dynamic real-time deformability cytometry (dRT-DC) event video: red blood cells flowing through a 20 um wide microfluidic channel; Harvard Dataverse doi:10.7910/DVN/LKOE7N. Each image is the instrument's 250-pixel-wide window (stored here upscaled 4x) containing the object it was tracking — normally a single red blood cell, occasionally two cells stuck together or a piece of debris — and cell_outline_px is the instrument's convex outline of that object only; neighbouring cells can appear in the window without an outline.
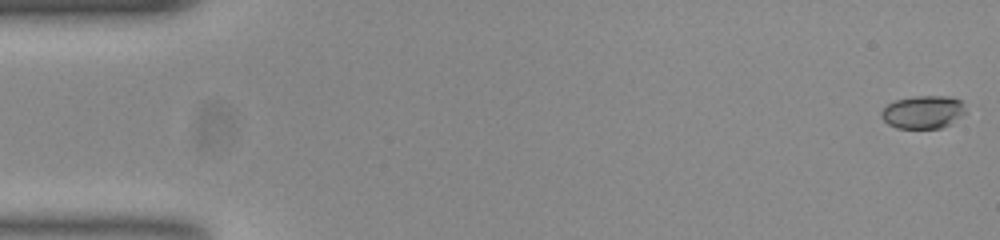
{"species": "common noctule bat (a hibernating species)", "species_latin": "Nyctalus noctula", "temperature_condition": "room temperature", "stored_images_in_passage": 54, "camera_frame_rate_fps": 3000, "um_per_image_px": 0.085, "animal": {"sex": "female", "body_mass_g": 23.0, "forearm_length_mm": 53.4}, "frame": {"image": 1, "passage_image": 1, "time_ms": 0.0, "image_size_px": [1000, 240], "cell_outline_px": [[968, 112], [948, 124], [940, 128], [896, 128], [888, 124], [880, 116], [880, 112], [888, 104], [896, 100], [916, 96], [948, 96], [960, 100], [964, 104]], "centroid_in_image_um": [78.47, 9.52], "position_along_channel_um": 6.5, "area_um2": 16.18}}
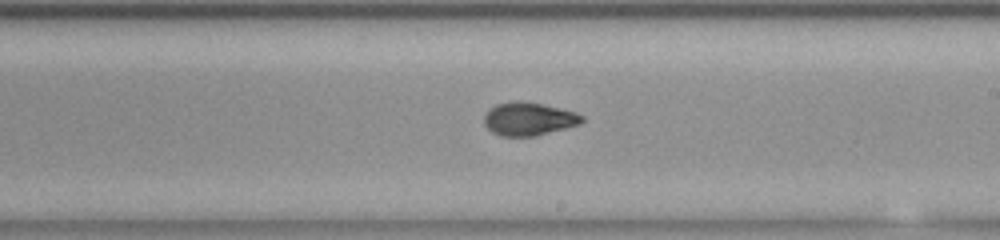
{"frame": {"image": 2, "passage_image": 31, "time_ms": 10.0, "image_size_px": [1000, 240], "cell_outline_px": [[584, 120], [580, 124], [536, 136], [500, 136], [492, 132], [484, 124], [484, 116], [488, 108], [496, 104], [512, 100], [520, 100], [540, 104], [576, 112], [584, 116]], "centroid_in_image_um": [44.91, 10.1], "position_along_channel_um": 244.1, "area_um2": 19.02}}
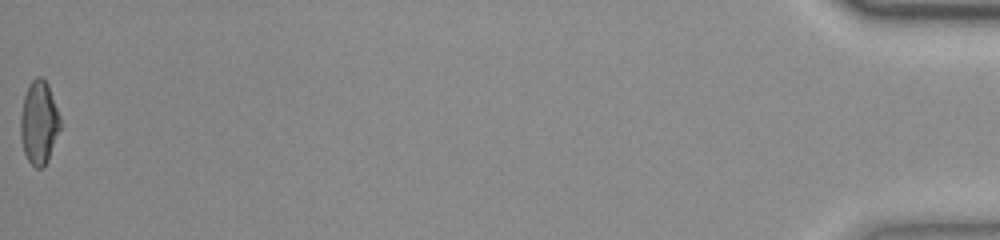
{"frame": {"image": 3, "passage_image": 54, "time_ms": 17.667, "image_size_px": [1000, 240], "cell_outline_px": [[60, 128], [48, 160], [40, 168], [36, 168], [28, 160], [24, 152], [20, 136], [20, 116], [24, 96], [32, 80], [36, 76], [40, 76], [48, 84], [60, 116]], "centroid_in_image_um": [3.3, 10.41], "position_along_channel_um": 431.9, "area_um2": 19.07}, "authors_computed_cell_mechanics": {"area_um2": 18.6694, "velocity_mm_per_s": 3.8284, "shape_relaxation_time_tau1_ms": 6.1682, "shape_relaxation_time_tau2_ms": 1.3718, "deformation_change_tau1": 0.202, "deformation_change_tau2": 0.0631}}